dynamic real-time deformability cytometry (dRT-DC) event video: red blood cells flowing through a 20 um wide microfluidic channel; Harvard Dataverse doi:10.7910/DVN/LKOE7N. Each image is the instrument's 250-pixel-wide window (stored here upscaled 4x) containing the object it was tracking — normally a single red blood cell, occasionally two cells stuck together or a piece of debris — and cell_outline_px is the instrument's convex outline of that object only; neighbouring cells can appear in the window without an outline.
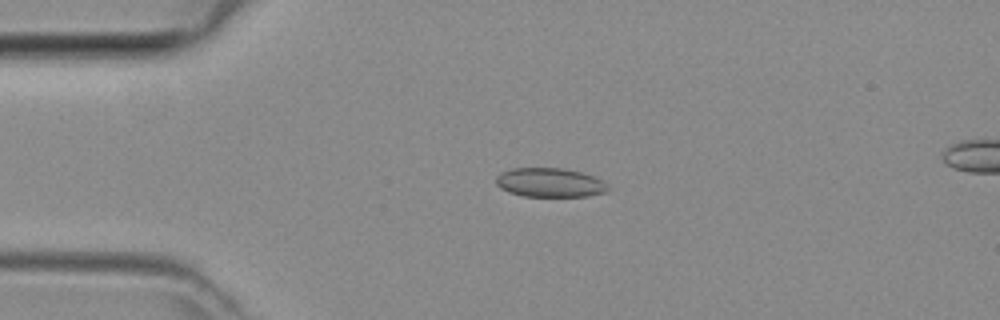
{"species": "common noctule bat (a hibernating species)", "species_latin": "Nyctalus noctula", "temperature_condition": "room temperature", "stored_images_in_passage": 47, "segment_of_instrument_passage": [1, 2], "camera_frame_rate_fps": 3000, "um_per_image_px": 0.085, "animal": {"sex": "female", "body_mass_g": 29.2, "forearm_length_mm": 56.3}, "frame": {"image": 1, "passage_image": 10, "time_ms": 3.0, "image_size_px": [1000, 320], "cell_outline_px": [[612, 188], [604, 192], [588, 196], [524, 196], [508, 192], [500, 188], [496, 184], [496, 176], [500, 172], [512, 168], [564, 168], [580, 172], [592, 176], [600, 180]], "centroid_in_image_um": [46.7, 15.51], "position_along_channel_um": 38.3, "area_um2": 18.96}}
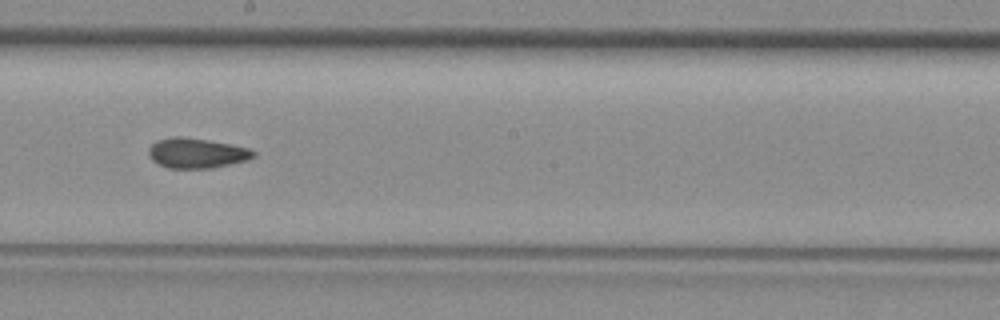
{"frame": {"image": 2, "passage_image": 25, "time_ms": 8.0, "image_size_px": [1000, 320], "cell_outline_px": [[256, 156], [248, 160], [212, 168], [168, 168], [152, 160], [148, 156], [148, 148], [156, 140], [176, 136], [208, 140], [232, 144], [248, 148], [256, 152]], "centroid_in_image_um": [16.72, 13.01], "position_along_channel_um": 231.5, "area_um2": 18.38}}
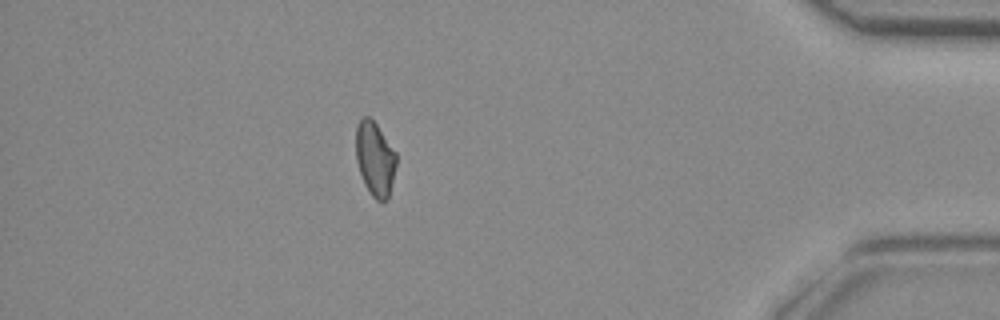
{"frame": {"image": 3, "passage_image": 40, "time_ms": 13.0, "image_size_px": [1000, 320], "cell_outline_px": [[396, 164], [388, 200], [376, 200], [372, 196], [364, 184], [356, 160], [356, 124], [364, 116], [368, 116], [376, 124], [396, 152]], "centroid_in_image_um": [31.86, 13.5], "position_along_channel_um": 403.3, "area_um2": 17.34}}